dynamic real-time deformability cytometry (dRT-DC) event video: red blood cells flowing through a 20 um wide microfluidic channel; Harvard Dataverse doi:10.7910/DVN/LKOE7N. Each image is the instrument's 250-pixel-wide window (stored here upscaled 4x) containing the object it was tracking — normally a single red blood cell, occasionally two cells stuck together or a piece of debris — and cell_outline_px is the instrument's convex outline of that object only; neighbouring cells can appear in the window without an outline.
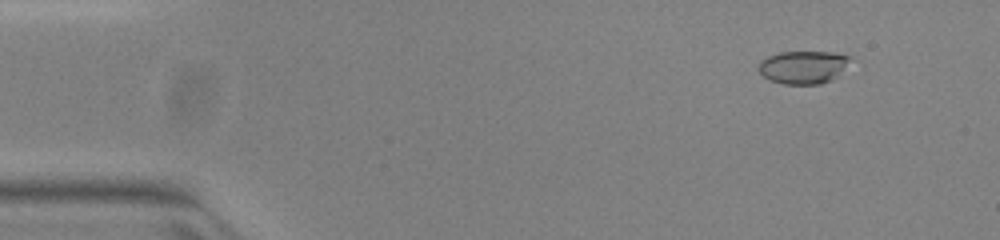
{"species": "common noctule bat (a hibernating species)", "species_latin": "Nyctalus noctula", "temperature_condition": "warm", "stored_images_in_passage": 48, "camera_frame_rate_fps": 3000, "um_per_image_px": 0.085, "animal": {"sex": "female", "body_mass_g": 23.0, "forearm_length_mm": 53.4}, "frame": {"image": 1, "passage_image": 2, "time_ms": 0.333, "image_size_px": [1000, 240], "cell_outline_px": [[852, 56], [832, 80], [820, 84], [784, 84], [768, 80], [756, 68], [760, 60], [768, 56], [780, 52], [832, 52]], "centroid_in_image_um": [68.2, 5.71], "position_along_channel_um": 16.8, "area_um2": 17.46}}
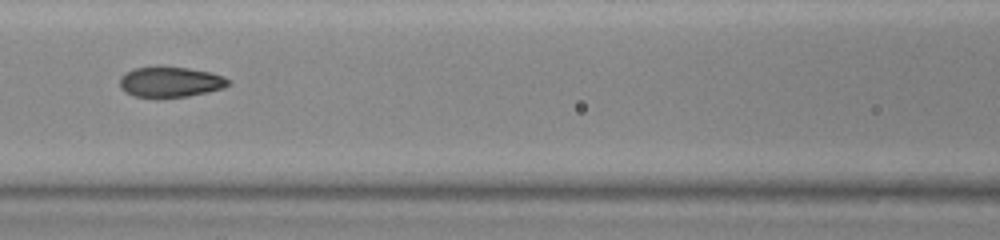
{"frame": {"image": 2, "passage_image": 20, "time_ms": 6.333, "image_size_px": [1000, 240], "cell_outline_px": [[232, 84], [224, 88], [208, 92], [188, 96], [136, 96], [124, 92], [120, 88], [120, 76], [124, 72], [136, 68], [188, 68], [208, 72], [224, 76]], "centroid_in_image_um": [14.49, 6.97], "position_along_channel_um": 152.1, "area_um2": 18.73}}
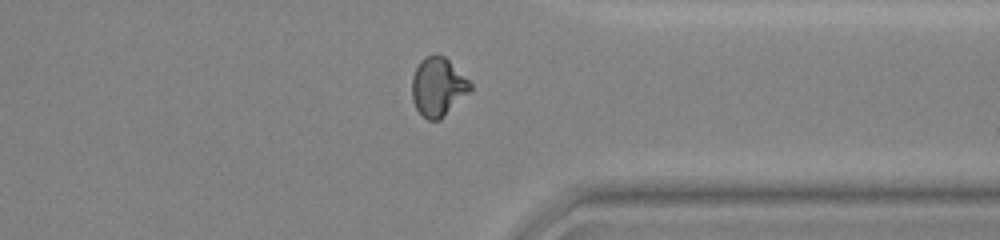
{"frame": {"image": 3, "passage_image": 37, "time_ms": 12.0, "image_size_px": [1000, 240], "cell_outline_px": [[472, 88], [440, 120], [428, 120], [416, 108], [412, 100], [412, 76], [420, 60], [424, 56], [444, 56], [472, 84]], "centroid_in_image_um": [37.2, 7.39], "position_along_channel_um": 374.2, "area_um2": 19.48}, "authors_computed_cell_mechanics": {"area_um2": 19.4208, "velocity_mm_per_s": 4.0032, "shape_relaxation_time_tau1_ms": null, "shape_relaxation_time_tau2_ms": 1.1019, "deformation_change_tau1": null, "deformation_change_tau2": 0.0652}}